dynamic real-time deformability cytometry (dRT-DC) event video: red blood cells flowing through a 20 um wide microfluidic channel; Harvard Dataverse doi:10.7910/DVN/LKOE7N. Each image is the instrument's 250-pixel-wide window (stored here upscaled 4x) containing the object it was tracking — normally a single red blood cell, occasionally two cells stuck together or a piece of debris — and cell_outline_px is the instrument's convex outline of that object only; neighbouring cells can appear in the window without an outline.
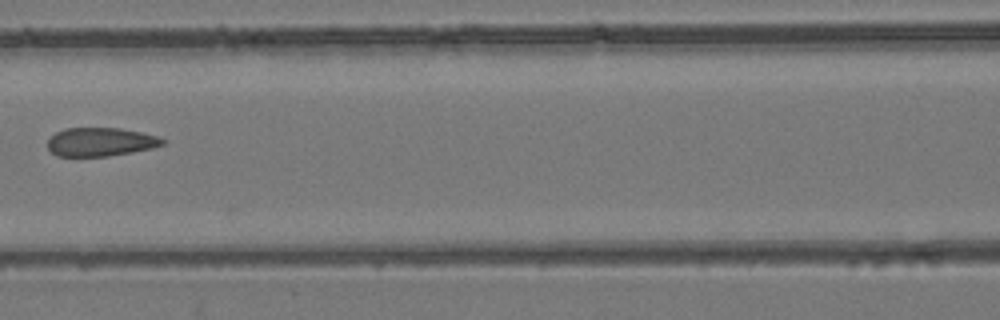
{"species": "common noctule bat (a hibernating species)", "species_latin": "Nyctalus noctula", "temperature_condition": "room temperature", "stored_images_in_passage": 7, "camera_frame_rate_fps": 3000, "um_per_image_px": 0.085, "animal": {"sex": "female", "body_mass_g": 24.6, "forearm_length_mm": 56.2}, "frame": {"image": 1, "passage_image": 7, "time_ms": 2.0, "image_size_px": [1000, 320], "cell_outline_px": [[168, 140], [164, 144], [152, 148], [132, 152], [108, 156], [56, 156], [48, 148], [48, 140], [56, 132], [64, 128], [120, 128], [160, 136]], "centroid_in_image_um": [8.58, 12.06], "position_along_channel_um": 158.0, "area_um2": 19.25}}